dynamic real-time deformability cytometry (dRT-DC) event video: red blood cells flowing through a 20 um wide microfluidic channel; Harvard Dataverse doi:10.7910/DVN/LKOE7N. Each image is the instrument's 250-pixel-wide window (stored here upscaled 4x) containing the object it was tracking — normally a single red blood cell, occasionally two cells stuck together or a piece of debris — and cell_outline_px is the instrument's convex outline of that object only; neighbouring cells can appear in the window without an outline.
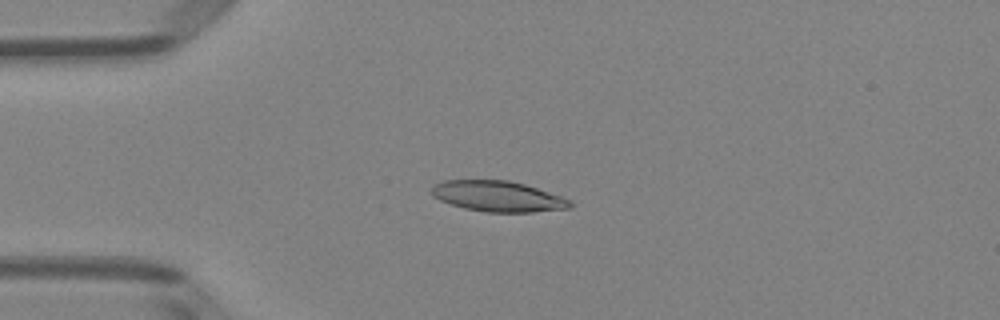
{"species": "Egyptian fruit bat (a non-hibernating species)", "species_latin": "Rousettus aegyptiacus", "temperature_condition": "room temperature", "stored_images_in_passage": 51, "camera_frame_rate_fps": 3000, "um_per_image_px": 0.085, "animal": {"sex": "female"}, "frame": {"image": 1, "passage_image": 13, "time_ms": 4.0, "image_size_px": [1000, 320], "cell_outline_px": [[572, 208], [532, 212], [484, 212], [464, 208], [440, 200], [432, 196], [432, 184], [444, 180], [508, 180], [524, 184], [572, 200]], "centroid_in_image_um": [42.31, 16.69], "position_along_channel_um": 42.7, "area_um2": 24.74}}
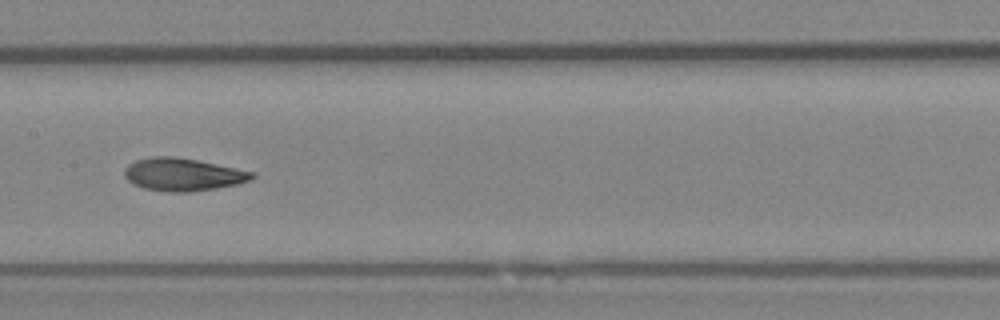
{"frame": {"image": 2, "passage_image": 26, "time_ms": 8.333, "image_size_px": [1000, 320], "cell_outline_px": [[256, 176], [252, 180], [236, 184], [216, 188], [192, 192], [168, 192], [144, 188], [132, 184], [124, 176], [124, 168], [128, 164], [136, 160], [152, 156], [176, 156], [256, 172]], "centroid_in_image_um": [15.54, 14.83], "position_along_channel_um": 191.9, "area_um2": 24.51}}
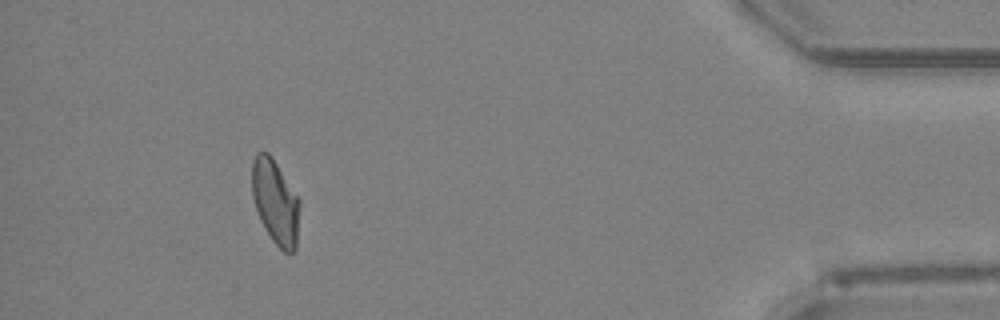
{"frame": {"image": 3, "passage_image": 47, "time_ms": 15.333, "image_size_px": [1000, 320], "cell_outline_px": [[300, 204], [296, 248], [292, 252], [284, 252], [272, 240], [264, 228], [260, 220], [252, 196], [252, 160], [256, 152], [268, 152], [300, 200]], "centroid_in_image_um": [23.4, 17.17], "position_along_channel_um": 411.8, "area_um2": 23.29}, "authors_computed_cell_mechanics": {"area_um2": 24.2182, "velocity_mm_per_s": 3.9876, "shape_relaxation_time_tau1_ms": 6.0566, "shape_relaxation_time_tau2_ms": 1.8268, "deformation_change_tau1": 0.1942, "deformation_change_tau2": 0.0833}}